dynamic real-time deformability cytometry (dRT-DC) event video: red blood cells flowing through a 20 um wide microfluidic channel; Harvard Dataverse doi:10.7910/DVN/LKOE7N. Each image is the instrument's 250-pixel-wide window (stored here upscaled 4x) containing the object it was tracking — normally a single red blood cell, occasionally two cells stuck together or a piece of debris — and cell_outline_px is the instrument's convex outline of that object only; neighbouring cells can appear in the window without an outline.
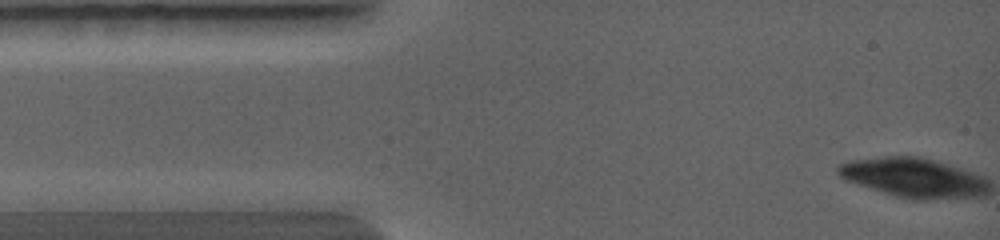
{"species": "common noctule bat (a hibernating species)", "species_latin": "Nyctalus noctula", "temperature_condition": "warm", "stored_images_in_passage": 3, "camera_frame_rate_fps": 5000, "um_per_image_px": 0.085, "animal": {"sex": "female", "body_mass_g": 19.0, "forearm_length_mm": 56.7}, "frame": {"image": 1, "passage_image": 1, "time_ms": 0.0, "image_size_px": [1000, 240], "cell_outline_px": [[976, 184], [968, 188], [936, 196], [904, 196], [868, 184], [848, 176], [844, 172], [844, 168], [852, 164], [884, 160], [916, 160], [932, 164], [968, 180]], "centroid_in_image_um": [77.18, 15.09], "position_along_channel_um": 7.8, "area_um2": 22.89}}